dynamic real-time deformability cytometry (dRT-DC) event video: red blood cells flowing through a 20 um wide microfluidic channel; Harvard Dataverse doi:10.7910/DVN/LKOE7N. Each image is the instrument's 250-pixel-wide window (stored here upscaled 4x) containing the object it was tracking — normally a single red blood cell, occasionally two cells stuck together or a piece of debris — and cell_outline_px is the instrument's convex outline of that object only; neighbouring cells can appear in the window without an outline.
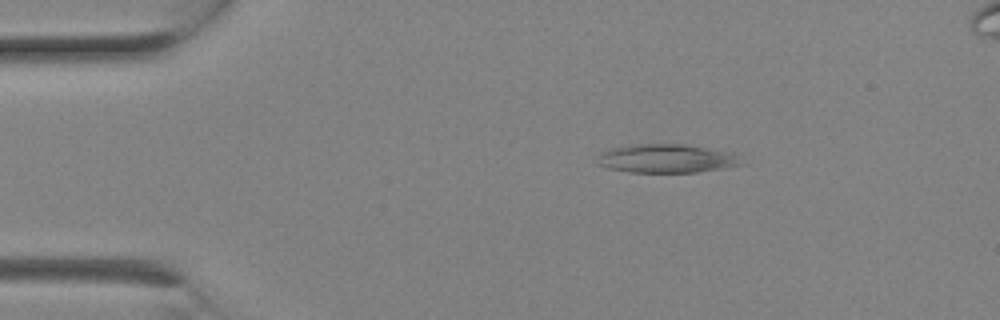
{"species": "Egyptian fruit bat (a non-hibernating species)", "species_latin": "Rousettus aegyptiacus", "temperature_condition": "room temperature", "stored_images_in_passage": 3, "camera_frame_rate_fps": 3000, "um_per_image_px": 0.085, "animal": {"sex": "female"}, "frame": {"image": 1, "passage_image": 2, "time_ms": 0.333, "image_size_px": [1000, 320], "cell_outline_px": [[748, 164], [728, 168], [696, 172], [628, 172], [608, 168], [596, 164], [600, 152], [612, 148], [636, 144], [684, 144], [732, 152]], "centroid_in_image_um": [56.71, 13.48], "position_along_channel_um": 28.3, "area_um2": 24.33}}